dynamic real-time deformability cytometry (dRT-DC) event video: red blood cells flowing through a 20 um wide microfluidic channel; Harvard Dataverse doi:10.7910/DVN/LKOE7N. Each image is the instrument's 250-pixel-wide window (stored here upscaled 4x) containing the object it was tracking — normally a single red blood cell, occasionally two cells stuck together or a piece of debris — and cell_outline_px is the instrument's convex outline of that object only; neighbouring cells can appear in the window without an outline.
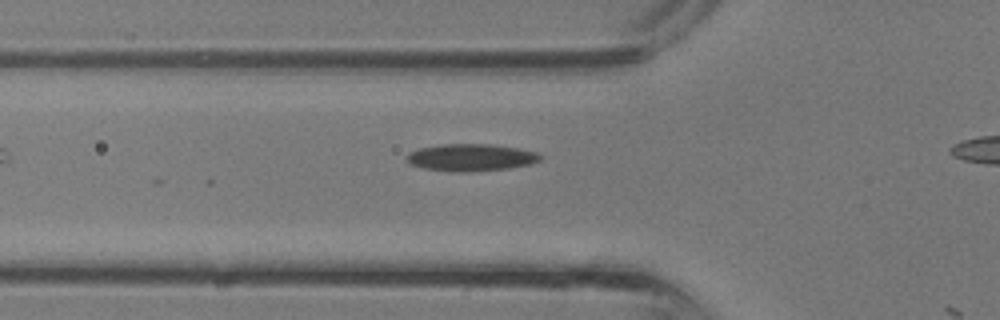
{"species": "common noctule bat (a hibernating species)", "species_latin": "Nyctalus noctula", "temperature_condition": "room temperature", "stored_images_in_passage": 3, "camera_frame_rate_fps": 3000, "um_per_image_px": 0.085, "animal": {"sex": "male", "body_mass_g": 13.3}, "frame": {"image": 1, "passage_image": 2, "time_ms": 0.333, "image_size_px": [1000, 320], "cell_outline_px": [[544, 156], [540, 160], [528, 164], [508, 168], [472, 172], [460, 172], [424, 168], [412, 164], [408, 160], [408, 152], [420, 148], [444, 144], [492, 144], [516, 148], [536, 152]], "centroid_in_image_um": [40.06, 13.38], "position_along_channel_um": 85.7, "area_um2": 20.87}}